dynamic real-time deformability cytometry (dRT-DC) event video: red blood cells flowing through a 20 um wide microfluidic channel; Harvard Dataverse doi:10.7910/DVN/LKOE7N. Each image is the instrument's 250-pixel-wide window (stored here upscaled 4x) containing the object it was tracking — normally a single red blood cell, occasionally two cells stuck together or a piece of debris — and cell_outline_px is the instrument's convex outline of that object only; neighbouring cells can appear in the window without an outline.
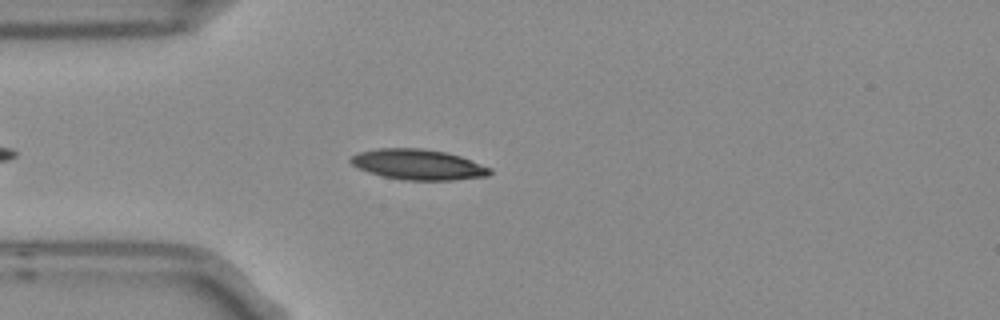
{"species": "Egyptian fruit bat (a non-hibernating species)", "species_latin": "Rousettus aegyptiacus", "temperature_condition": "room temperature", "stored_images_in_passage": 3, "camera_frame_rate_fps": 3000, "um_per_image_px": 0.085, "frame": {"image": 1, "passage_image": 3, "time_ms": 0.667, "image_size_px": [1000, 320], "cell_outline_px": [[492, 172], [488, 176], [452, 180], [404, 180], [384, 176], [368, 172], [352, 164], [348, 160], [352, 156], [360, 152], [376, 148], [420, 148], [444, 152], [460, 156], [492, 168]], "centroid_in_image_um": [35.55, 13.98], "position_along_channel_um": 49.4, "area_um2": 24.57}}